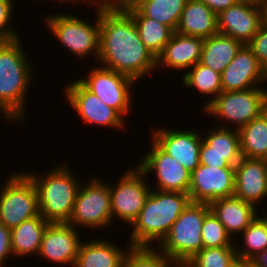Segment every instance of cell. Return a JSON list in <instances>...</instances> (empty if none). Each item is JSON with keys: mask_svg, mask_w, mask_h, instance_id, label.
Returning a JSON list of instances; mask_svg holds the SVG:
<instances>
[{"mask_svg": "<svg viewBox=\"0 0 267 267\" xmlns=\"http://www.w3.org/2000/svg\"><path fill=\"white\" fill-rule=\"evenodd\" d=\"M15 5L10 2L0 0V40H11L18 39L19 31L17 32V27L15 28L12 23V15Z\"/></svg>", "mask_w": 267, "mask_h": 267, "instance_id": "obj_35", "label": "cell"}, {"mask_svg": "<svg viewBox=\"0 0 267 267\" xmlns=\"http://www.w3.org/2000/svg\"><path fill=\"white\" fill-rule=\"evenodd\" d=\"M145 17L177 29L188 0H129Z\"/></svg>", "mask_w": 267, "mask_h": 267, "instance_id": "obj_29", "label": "cell"}, {"mask_svg": "<svg viewBox=\"0 0 267 267\" xmlns=\"http://www.w3.org/2000/svg\"><path fill=\"white\" fill-rule=\"evenodd\" d=\"M125 0H69V3H87L95 6V12L110 11L119 9L123 6ZM92 3V4H91Z\"/></svg>", "mask_w": 267, "mask_h": 267, "instance_id": "obj_38", "label": "cell"}, {"mask_svg": "<svg viewBox=\"0 0 267 267\" xmlns=\"http://www.w3.org/2000/svg\"><path fill=\"white\" fill-rule=\"evenodd\" d=\"M262 25L260 5L239 1L217 15L218 33L247 44Z\"/></svg>", "mask_w": 267, "mask_h": 267, "instance_id": "obj_19", "label": "cell"}, {"mask_svg": "<svg viewBox=\"0 0 267 267\" xmlns=\"http://www.w3.org/2000/svg\"><path fill=\"white\" fill-rule=\"evenodd\" d=\"M258 267H267V248L251 259Z\"/></svg>", "mask_w": 267, "mask_h": 267, "instance_id": "obj_40", "label": "cell"}, {"mask_svg": "<svg viewBox=\"0 0 267 267\" xmlns=\"http://www.w3.org/2000/svg\"><path fill=\"white\" fill-rule=\"evenodd\" d=\"M267 89L251 88L243 91L221 92L201 112L222 120L217 126L240 129L263 113ZM226 122V123H225ZM229 126V127H228Z\"/></svg>", "mask_w": 267, "mask_h": 267, "instance_id": "obj_7", "label": "cell"}, {"mask_svg": "<svg viewBox=\"0 0 267 267\" xmlns=\"http://www.w3.org/2000/svg\"><path fill=\"white\" fill-rule=\"evenodd\" d=\"M234 196L256 208L267 197V164L263 159L242 157L235 166ZM258 204V205H257Z\"/></svg>", "mask_w": 267, "mask_h": 267, "instance_id": "obj_20", "label": "cell"}, {"mask_svg": "<svg viewBox=\"0 0 267 267\" xmlns=\"http://www.w3.org/2000/svg\"><path fill=\"white\" fill-rule=\"evenodd\" d=\"M62 163L46 170L47 174L25 170L38 191L39 213L49 223L68 222L82 183L69 165Z\"/></svg>", "mask_w": 267, "mask_h": 267, "instance_id": "obj_4", "label": "cell"}, {"mask_svg": "<svg viewBox=\"0 0 267 267\" xmlns=\"http://www.w3.org/2000/svg\"><path fill=\"white\" fill-rule=\"evenodd\" d=\"M122 267H183L179 262L162 253L156 246H130Z\"/></svg>", "mask_w": 267, "mask_h": 267, "instance_id": "obj_31", "label": "cell"}, {"mask_svg": "<svg viewBox=\"0 0 267 267\" xmlns=\"http://www.w3.org/2000/svg\"><path fill=\"white\" fill-rule=\"evenodd\" d=\"M175 32L209 38L218 33L217 15L201 0H188Z\"/></svg>", "mask_w": 267, "mask_h": 267, "instance_id": "obj_24", "label": "cell"}, {"mask_svg": "<svg viewBox=\"0 0 267 267\" xmlns=\"http://www.w3.org/2000/svg\"><path fill=\"white\" fill-rule=\"evenodd\" d=\"M201 236L203 248L235 246L236 238L232 239L225 227L210 210L204 218Z\"/></svg>", "mask_w": 267, "mask_h": 267, "instance_id": "obj_34", "label": "cell"}, {"mask_svg": "<svg viewBox=\"0 0 267 267\" xmlns=\"http://www.w3.org/2000/svg\"><path fill=\"white\" fill-rule=\"evenodd\" d=\"M263 113H264V114L266 115V117H267V99H266L265 104H264Z\"/></svg>", "mask_w": 267, "mask_h": 267, "instance_id": "obj_47", "label": "cell"}, {"mask_svg": "<svg viewBox=\"0 0 267 267\" xmlns=\"http://www.w3.org/2000/svg\"><path fill=\"white\" fill-rule=\"evenodd\" d=\"M93 68V69H92ZM90 68L87 77L77 80L104 104L115 109L123 118L131 115L133 87L136 81L101 65ZM131 109V110H130Z\"/></svg>", "mask_w": 267, "mask_h": 267, "instance_id": "obj_10", "label": "cell"}, {"mask_svg": "<svg viewBox=\"0 0 267 267\" xmlns=\"http://www.w3.org/2000/svg\"><path fill=\"white\" fill-rule=\"evenodd\" d=\"M16 172L0 188V223L10 230L40 214L35 183L25 171Z\"/></svg>", "mask_w": 267, "mask_h": 267, "instance_id": "obj_8", "label": "cell"}, {"mask_svg": "<svg viewBox=\"0 0 267 267\" xmlns=\"http://www.w3.org/2000/svg\"><path fill=\"white\" fill-rule=\"evenodd\" d=\"M239 236L243 246L235 244L237 259L251 260L267 248V226L259 215Z\"/></svg>", "mask_w": 267, "mask_h": 267, "instance_id": "obj_32", "label": "cell"}, {"mask_svg": "<svg viewBox=\"0 0 267 267\" xmlns=\"http://www.w3.org/2000/svg\"><path fill=\"white\" fill-rule=\"evenodd\" d=\"M103 180L91 177L86 184L81 183L67 222L77 230L81 228L97 230L113 225L109 182Z\"/></svg>", "mask_w": 267, "mask_h": 267, "instance_id": "obj_9", "label": "cell"}, {"mask_svg": "<svg viewBox=\"0 0 267 267\" xmlns=\"http://www.w3.org/2000/svg\"><path fill=\"white\" fill-rule=\"evenodd\" d=\"M231 267H241V259H238Z\"/></svg>", "mask_w": 267, "mask_h": 267, "instance_id": "obj_45", "label": "cell"}, {"mask_svg": "<svg viewBox=\"0 0 267 267\" xmlns=\"http://www.w3.org/2000/svg\"><path fill=\"white\" fill-rule=\"evenodd\" d=\"M122 7L132 16L144 45L157 57L174 31L169 26L145 17L129 0H125Z\"/></svg>", "mask_w": 267, "mask_h": 267, "instance_id": "obj_26", "label": "cell"}, {"mask_svg": "<svg viewBox=\"0 0 267 267\" xmlns=\"http://www.w3.org/2000/svg\"><path fill=\"white\" fill-rule=\"evenodd\" d=\"M241 267H258L252 260H242Z\"/></svg>", "mask_w": 267, "mask_h": 267, "instance_id": "obj_42", "label": "cell"}, {"mask_svg": "<svg viewBox=\"0 0 267 267\" xmlns=\"http://www.w3.org/2000/svg\"><path fill=\"white\" fill-rule=\"evenodd\" d=\"M209 207L231 238L238 237L258 216V208L234 195L213 201Z\"/></svg>", "mask_w": 267, "mask_h": 267, "instance_id": "obj_22", "label": "cell"}, {"mask_svg": "<svg viewBox=\"0 0 267 267\" xmlns=\"http://www.w3.org/2000/svg\"><path fill=\"white\" fill-rule=\"evenodd\" d=\"M267 82V73L260 66L252 50L242 45L235 58L221 73L223 92L243 91L251 88L263 87Z\"/></svg>", "mask_w": 267, "mask_h": 267, "instance_id": "obj_18", "label": "cell"}, {"mask_svg": "<svg viewBox=\"0 0 267 267\" xmlns=\"http://www.w3.org/2000/svg\"><path fill=\"white\" fill-rule=\"evenodd\" d=\"M237 260L235 246L202 248L183 267H231Z\"/></svg>", "mask_w": 267, "mask_h": 267, "instance_id": "obj_33", "label": "cell"}, {"mask_svg": "<svg viewBox=\"0 0 267 267\" xmlns=\"http://www.w3.org/2000/svg\"><path fill=\"white\" fill-rule=\"evenodd\" d=\"M258 212H259L258 215L260 216V218L264 221V223H265L266 226H267V210H266V212H265V210H264V212L261 211L262 214L260 213V210H259ZM260 214H261V215H260ZM265 215H266V216H265Z\"/></svg>", "mask_w": 267, "mask_h": 267, "instance_id": "obj_43", "label": "cell"}, {"mask_svg": "<svg viewBox=\"0 0 267 267\" xmlns=\"http://www.w3.org/2000/svg\"><path fill=\"white\" fill-rule=\"evenodd\" d=\"M243 44L217 33L204 39L199 63L221 74Z\"/></svg>", "mask_w": 267, "mask_h": 267, "instance_id": "obj_27", "label": "cell"}, {"mask_svg": "<svg viewBox=\"0 0 267 267\" xmlns=\"http://www.w3.org/2000/svg\"><path fill=\"white\" fill-rule=\"evenodd\" d=\"M48 225L49 222L39 214L11 229L12 257L27 258L34 254L37 257Z\"/></svg>", "mask_w": 267, "mask_h": 267, "instance_id": "obj_25", "label": "cell"}, {"mask_svg": "<svg viewBox=\"0 0 267 267\" xmlns=\"http://www.w3.org/2000/svg\"><path fill=\"white\" fill-rule=\"evenodd\" d=\"M133 167L123 172L121 177L119 176V181H116L117 185L113 182L109 183L113 223L121 220L131 226L150 194L151 186L146 180L149 176L147 177L138 166Z\"/></svg>", "mask_w": 267, "mask_h": 267, "instance_id": "obj_11", "label": "cell"}, {"mask_svg": "<svg viewBox=\"0 0 267 267\" xmlns=\"http://www.w3.org/2000/svg\"><path fill=\"white\" fill-rule=\"evenodd\" d=\"M156 127L149 131L152 140L168 155L192 173L200 165L202 134L199 130ZM192 130V131H191Z\"/></svg>", "mask_w": 267, "mask_h": 267, "instance_id": "obj_14", "label": "cell"}, {"mask_svg": "<svg viewBox=\"0 0 267 267\" xmlns=\"http://www.w3.org/2000/svg\"><path fill=\"white\" fill-rule=\"evenodd\" d=\"M0 113H1V116L3 115L1 118L4 117L5 120L7 121L6 123H8V122L11 123L12 122L1 110H0Z\"/></svg>", "mask_w": 267, "mask_h": 267, "instance_id": "obj_46", "label": "cell"}, {"mask_svg": "<svg viewBox=\"0 0 267 267\" xmlns=\"http://www.w3.org/2000/svg\"><path fill=\"white\" fill-rule=\"evenodd\" d=\"M151 146L145 155L139 159L138 167L146 176L154 173L157 184L151 189L188 193L191 183V173L178 161L165 153L152 139Z\"/></svg>", "mask_w": 267, "mask_h": 267, "instance_id": "obj_12", "label": "cell"}, {"mask_svg": "<svg viewBox=\"0 0 267 267\" xmlns=\"http://www.w3.org/2000/svg\"><path fill=\"white\" fill-rule=\"evenodd\" d=\"M126 249L104 238L82 241L74 267H122Z\"/></svg>", "mask_w": 267, "mask_h": 267, "instance_id": "obj_23", "label": "cell"}, {"mask_svg": "<svg viewBox=\"0 0 267 267\" xmlns=\"http://www.w3.org/2000/svg\"><path fill=\"white\" fill-rule=\"evenodd\" d=\"M241 156L265 159L267 156V117L262 113L238 129Z\"/></svg>", "mask_w": 267, "mask_h": 267, "instance_id": "obj_28", "label": "cell"}, {"mask_svg": "<svg viewBox=\"0 0 267 267\" xmlns=\"http://www.w3.org/2000/svg\"><path fill=\"white\" fill-rule=\"evenodd\" d=\"M216 15L227 8L236 5L241 0H201Z\"/></svg>", "mask_w": 267, "mask_h": 267, "instance_id": "obj_39", "label": "cell"}, {"mask_svg": "<svg viewBox=\"0 0 267 267\" xmlns=\"http://www.w3.org/2000/svg\"><path fill=\"white\" fill-rule=\"evenodd\" d=\"M242 1L250 2L256 5H261L263 2H266L267 0H242Z\"/></svg>", "mask_w": 267, "mask_h": 267, "instance_id": "obj_44", "label": "cell"}, {"mask_svg": "<svg viewBox=\"0 0 267 267\" xmlns=\"http://www.w3.org/2000/svg\"><path fill=\"white\" fill-rule=\"evenodd\" d=\"M95 24L88 19L76 16L73 13H54L44 19L46 27L62 47L75 57L87 59L94 56L96 62L99 56L100 12L96 11ZM89 21V22H88ZM84 57V58H83Z\"/></svg>", "mask_w": 267, "mask_h": 267, "instance_id": "obj_6", "label": "cell"}, {"mask_svg": "<svg viewBox=\"0 0 267 267\" xmlns=\"http://www.w3.org/2000/svg\"><path fill=\"white\" fill-rule=\"evenodd\" d=\"M98 62L136 82L156 69V57L142 42L132 16L123 7L100 11Z\"/></svg>", "mask_w": 267, "mask_h": 267, "instance_id": "obj_1", "label": "cell"}, {"mask_svg": "<svg viewBox=\"0 0 267 267\" xmlns=\"http://www.w3.org/2000/svg\"><path fill=\"white\" fill-rule=\"evenodd\" d=\"M182 82L185 88H196L197 93L210 97L201 111L222 92L221 74L199 62L183 73Z\"/></svg>", "mask_w": 267, "mask_h": 267, "instance_id": "obj_30", "label": "cell"}, {"mask_svg": "<svg viewBox=\"0 0 267 267\" xmlns=\"http://www.w3.org/2000/svg\"><path fill=\"white\" fill-rule=\"evenodd\" d=\"M21 40H0V110L13 124L26 120L28 89L35 82L34 67Z\"/></svg>", "mask_w": 267, "mask_h": 267, "instance_id": "obj_2", "label": "cell"}, {"mask_svg": "<svg viewBox=\"0 0 267 267\" xmlns=\"http://www.w3.org/2000/svg\"><path fill=\"white\" fill-rule=\"evenodd\" d=\"M190 202L188 193L151 189L144 207L130 226L132 231L128 244L148 247L156 243L159 245Z\"/></svg>", "mask_w": 267, "mask_h": 267, "instance_id": "obj_3", "label": "cell"}, {"mask_svg": "<svg viewBox=\"0 0 267 267\" xmlns=\"http://www.w3.org/2000/svg\"><path fill=\"white\" fill-rule=\"evenodd\" d=\"M262 12V24L267 25V1L260 5Z\"/></svg>", "mask_w": 267, "mask_h": 267, "instance_id": "obj_41", "label": "cell"}, {"mask_svg": "<svg viewBox=\"0 0 267 267\" xmlns=\"http://www.w3.org/2000/svg\"><path fill=\"white\" fill-rule=\"evenodd\" d=\"M55 1H57V0H55ZM58 1L60 2L59 4H62L63 2H64L63 4H65L67 2L69 3V0H58Z\"/></svg>", "mask_w": 267, "mask_h": 267, "instance_id": "obj_48", "label": "cell"}, {"mask_svg": "<svg viewBox=\"0 0 267 267\" xmlns=\"http://www.w3.org/2000/svg\"><path fill=\"white\" fill-rule=\"evenodd\" d=\"M209 204L190 202L157 248L184 266L202 248V225Z\"/></svg>", "mask_w": 267, "mask_h": 267, "instance_id": "obj_5", "label": "cell"}, {"mask_svg": "<svg viewBox=\"0 0 267 267\" xmlns=\"http://www.w3.org/2000/svg\"><path fill=\"white\" fill-rule=\"evenodd\" d=\"M204 39L174 32L156 57V70L169 68L184 73L200 61Z\"/></svg>", "mask_w": 267, "mask_h": 267, "instance_id": "obj_21", "label": "cell"}, {"mask_svg": "<svg viewBox=\"0 0 267 267\" xmlns=\"http://www.w3.org/2000/svg\"><path fill=\"white\" fill-rule=\"evenodd\" d=\"M200 147V164L215 168H235L242 158L237 129L208 128Z\"/></svg>", "mask_w": 267, "mask_h": 267, "instance_id": "obj_15", "label": "cell"}, {"mask_svg": "<svg viewBox=\"0 0 267 267\" xmlns=\"http://www.w3.org/2000/svg\"><path fill=\"white\" fill-rule=\"evenodd\" d=\"M10 256L12 257L11 230L0 223V267H6L5 263L10 261Z\"/></svg>", "mask_w": 267, "mask_h": 267, "instance_id": "obj_37", "label": "cell"}, {"mask_svg": "<svg viewBox=\"0 0 267 267\" xmlns=\"http://www.w3.org/2000/svg\"><path fill=\"white\" fill-rule=\"evenodd\" d=\"M79 231L67 222L49 223L41 242L38 257L55 265L74 267L80 244Z\"/></svg>", "mask_w": 267, "mask_h": 267, "instance_id": "obj_17", "label": "cell"}, {"mask_svg": "<svg viewBox=\"0 0 267 267\" xmlns=\"http://www.w3.org/2000/svg\"><path fill=\"white\" fill-rule=\"evenodd\" d=\"M235 168H215L200 164L191 173L188 190L191 202L210 204L234 195Z\"/></svg>", "mask_w": 267, "mask_h": 267, "instance_id": "obj_16", "label": "cell"}, {"mask_svg": "<svg viewBox=\"0 0 267 267\" xmlns=\"http://www.w3.org/2000/svg\"><path fill=\"white\" fill-rule=\"evenodd\" d=\"M3 1L10 2V3H12L13 5H14V3H15V0H3Z\"/></svg>", "mask_w": 267, "mask_h": 267, "instance_id": "obj_49", "label": "cell"}, {"mask_svg": "<svg viewBox=\"0 0 267 267\" xmlns=\"http://www.w3.org/2000/svg\"><path fill=\"white\" fill-rule=\"evenodd\" d=\"M66 102L73 111L81 117L87 126L96 125L116 128H126L125 119L113 108L104 104L96 95L88 91L78 80L67 83L63 88ZM88 123V124H87Z\"/></svg>", "mask_w": 267, "mask_h": 267, "instance_id": "obj_13", "label": "cell"}, {"mask_svg": "<svg viewBox=\"0 0 267 267\" xmlns=\"http://www.w3.org/2000/svg\"><path fill=\"white\" fill-rule=\"evenodd\" d=\"M246 45L252 50L258 63L267 73V25L262 24L259 31Z\"/></svg>", "mask_w": 267, "mask_h": 267, "instance_id": "obj_36", "label": "cell"}]
</instances>
